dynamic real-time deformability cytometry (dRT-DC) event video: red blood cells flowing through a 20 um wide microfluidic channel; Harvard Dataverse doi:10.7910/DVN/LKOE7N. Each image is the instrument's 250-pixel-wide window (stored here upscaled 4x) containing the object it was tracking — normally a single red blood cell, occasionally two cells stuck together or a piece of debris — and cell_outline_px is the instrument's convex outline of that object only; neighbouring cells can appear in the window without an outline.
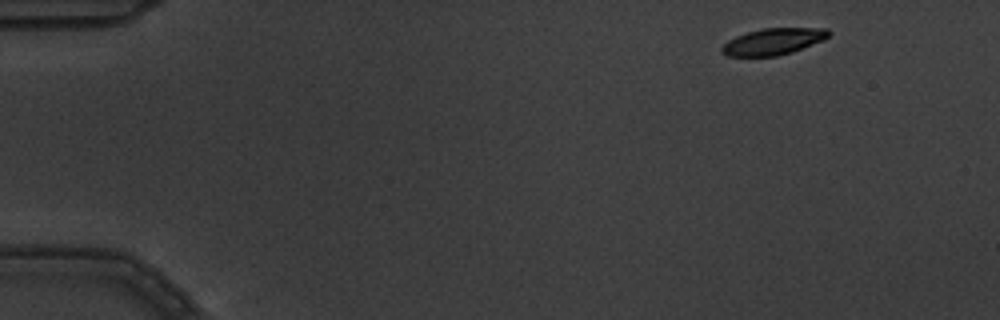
{"species": "common noctule bat (a hibernating species)", "species_latin": "Nyctalus noctula", "temperature_condition": "warm", "stored_images_in_passage": 5, "camera_frame_rate_fps": 3000, "um_per_image_px": 0.085, "animal": {"sex": "male", "body_mass_g": 19.5, "forearm_length_mm": 54.6}, "frame": {"image": 1, "passage_image": 1, "time_ms": 0.0, "image_size_px": [1000, 320], "cell_outline_px": [[832, 32], [824, 40], [792, 52], [776, 56], [728, 56], [720, 52], [720, 48], [728, 40], [736, 36], [760, 28], [828, 28]], "centroid_in_image_um": [65.73, 3.52], "position_along_channel_um": 19.3, "area_um2": 16.59}}
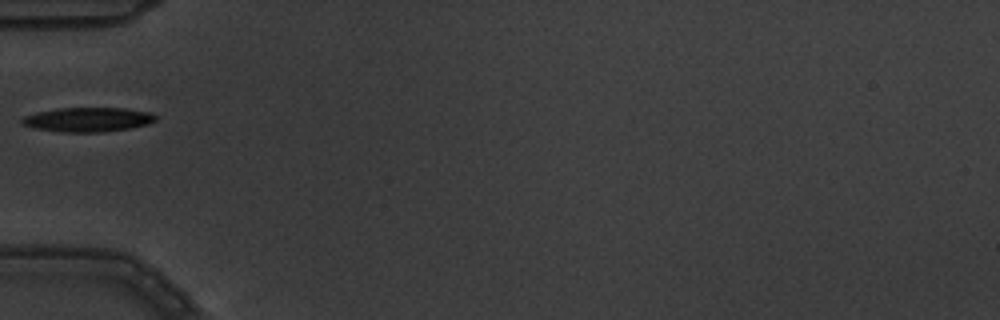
{"frame": {"image": 2, "passage_image": 5, "time_ms": 1.333, "image_size_px": [1000, 320], "cell_outline_px": [[156, 120], [148, 124], [128, 128], [104, 132], [60, 132], [32, 128], [20, 124], [20, 120], [24, 116], [36, 112], [56, 108], [124, 108], [152, 112], [156, 116]], "centroid_in_image_um": [7.43, 10.16], "position_along_channel_um": 77.6, "area_um2": 19.19}}